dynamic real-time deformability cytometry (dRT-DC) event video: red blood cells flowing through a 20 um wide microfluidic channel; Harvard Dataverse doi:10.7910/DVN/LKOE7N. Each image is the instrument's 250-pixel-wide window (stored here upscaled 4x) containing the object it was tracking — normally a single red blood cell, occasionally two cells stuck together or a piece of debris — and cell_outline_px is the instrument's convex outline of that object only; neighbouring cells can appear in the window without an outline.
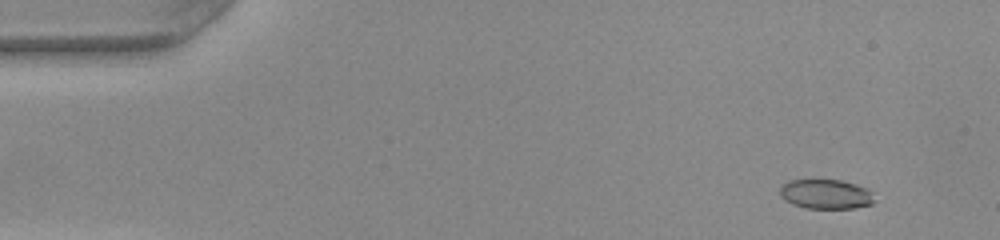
{"species": "common noctule bat (a hibernating species)", "species_latin": "Nyctalus noctula", "temperature_condition": "warm", "stored_images_in_passage": 48, "camera_frame_rate_fps": 3000, "um_per_image_px": 0.085, "animal": {"sex": "female", "body_mass_g": 22.0, "forearm_length_mm": 56.7}, "frame": {"image": 1, "passage_image": 2, "time_ms": 0.333, "image_size_px": [1000, 240], "cell_outline_px": [[872, 204], [852, 208], [804, 208], [792, 204], [784, 200], [780, 196], [780, 184], [788, 180], [840, 180], [856, 184], [868, 188], [872, 192]], "centroid_in_image_um": [70.14, 16.49], "position_along_channel_um": 14.9, "area_um2": 16.36}}
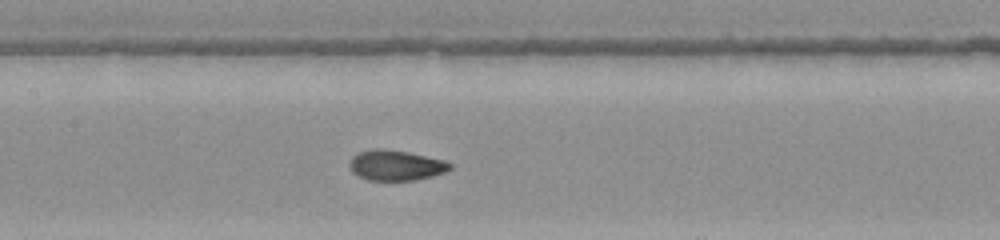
{"frame": {"image": 2, "passage_image": 22, "time_ms": 7.0, "image_size_px": [1000, 240], "cell_outline_px": [[452, 168], [444, 172], [432, 176], [416, 180], [368, 180], [356, 176], [352, 172], [348, 164], [352, 156], [356, 152], [376, 148], [384, 148], [408, 152], [444, 160], [452, 164]], "centroid_in_image_um": [33.6, 14.04], "position_along_channel_um": 173.8, "area_um2": 17.98}}
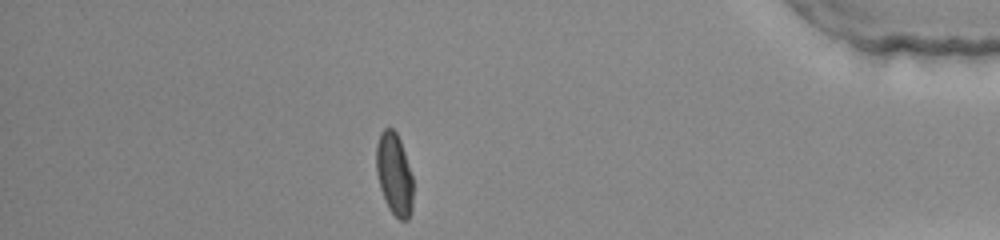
{"frame": {"image": 3, "passage_image": 42, "time_ms": 13.667, "image_size_px": [1000, 240], "cell_outline_px": [[412, 208], [408, 220], [400, 220], [388, 208], [380, 188], [376, 172], [376, 144], [380, 132], [384, 128], [392, 128], [396, 132], [400, 140], [412, 176]], "centroid_in_image_um": [33.49, 14.79], "position_along_channel_um": 401.7, "area_um2": 17.57}, "authors_computed_cell_mechanics": {"area_um2": 17.6868, "velocity_mm_per_s": 4.0613, "shape_relaxation_time_tau1_ms": 11.0789, "shape_relaxation_time_tau2_ms": null, "deformation_change_tau1": 0.3293, "deformation_change_tau2": null}}